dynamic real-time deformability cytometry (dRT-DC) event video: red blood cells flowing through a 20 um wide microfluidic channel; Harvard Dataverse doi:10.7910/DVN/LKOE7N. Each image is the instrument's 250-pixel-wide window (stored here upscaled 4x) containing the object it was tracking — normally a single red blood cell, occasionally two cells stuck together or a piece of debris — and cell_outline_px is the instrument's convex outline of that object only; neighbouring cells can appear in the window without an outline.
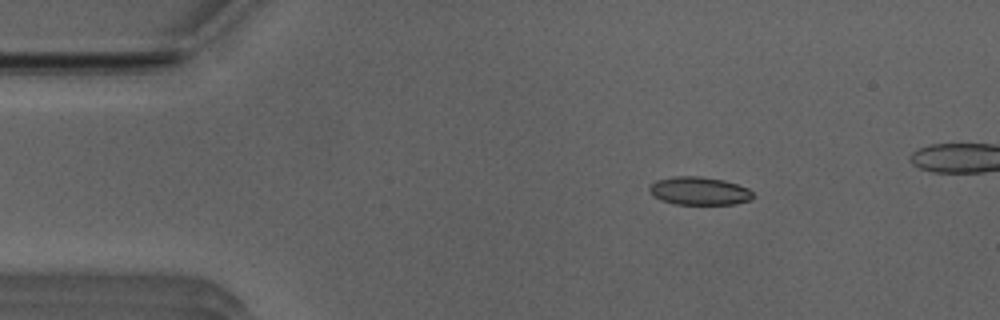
{"species": "Egyptian fruit bat (a non-hibernating species)", "species_latin": "Rousettus aegyptiacus", "temperature_condition": "room temperature", "stored_images_in_passage": 47, "camera_frame_rate_fps": 3000, "um_per_image_px": 0.085, "animal": {"sex": "male"}, "frame": {"image": 1, "passage_image": 8, "time_ms": 2.333, "image_size_px": [1000, 320], "cell_outline_px": [[756, 196], [752, 200], [736, 204], [676, 204], [660, 200], [652, 196], [648, 188], [648, 184], [656, 180], [676, 176], [700, 176], [724, 180], [748, 188]], "centroid_in_image_um": [59.43, 16.23], "position_along_channel_um": 25.6, "area_um2": 17.22}}
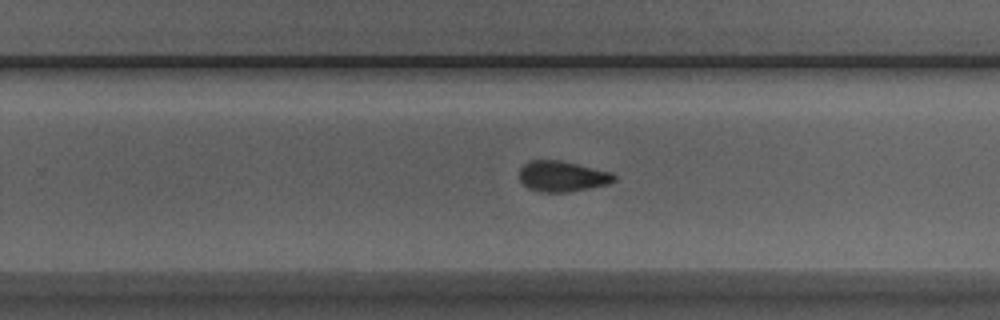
{"frame": {"image": 2, "passage_image": 32, "time_ms": 10.333, "image_size_px": [1000, 320], "cell_outline_px": [[616, 180], [608, 184], [568, 192], [540, 192], [528, 188], [520, 180], [520, 168], [528, 160], [560, 160], [612, 172], [616, 176]], "centroid_in_image_um": [47.79, 14.98], "position_along_channel_um": 282.0, "area_um2": 16.94}}
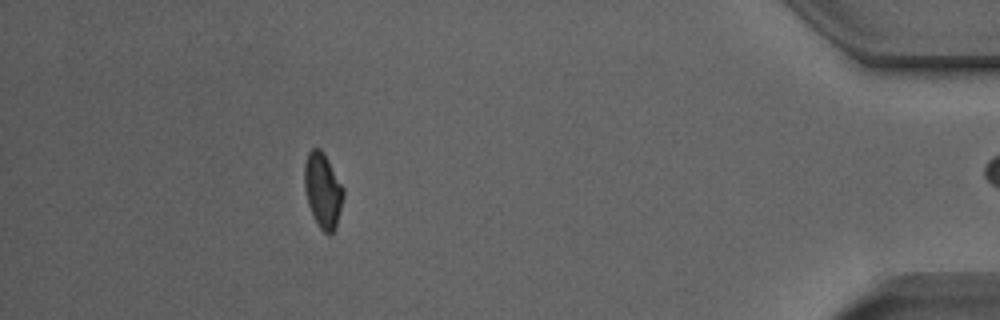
{"frame": {"image": 3, "passage_image": 46, "time_ms": 15.0, "image_size_px": [1000, 320], "cell_outline_px": [[344, 196], [336, 228], [328, 236], [320, 228], [312, 216], [308, 204], [304, 188], [304, 164], [308, 152], [312, 148], [320, 148], [324, 152], [344, 188]], "centroid_in_image_um": [27.44, 16.18], "position_along_channel_um": 407.8, "area_um2": 17.28}, "authors_computed_cell_mechanics": {"area_um2": 17.4556, "velocity_mm_per_s": 3.9663, "shape_relaxation_time_tau1_ms": 5.102, "shape_relaxation_time_tau2_ms": 2.8162, "deformation_change_tau1": 0.1205, "deformation_change_tau2": 0.0728}}